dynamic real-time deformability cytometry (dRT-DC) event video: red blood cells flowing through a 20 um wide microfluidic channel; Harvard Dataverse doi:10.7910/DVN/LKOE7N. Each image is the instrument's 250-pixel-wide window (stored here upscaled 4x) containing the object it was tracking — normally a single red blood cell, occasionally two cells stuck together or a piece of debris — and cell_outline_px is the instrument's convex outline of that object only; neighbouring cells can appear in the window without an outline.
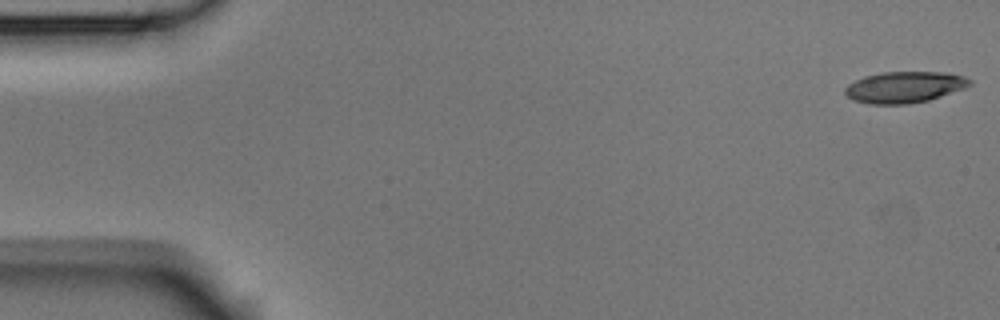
{"species": "Egyptian fruit bat (a non-hibernating species)", "species_latin": "Rousettus aegyptiacus", "temperature_condition": "room temperature", "stored_images_in_passage": 13, "camera_frame_rate_fps": 3000, "um_per_image_px": 0.085, "animal": {"sex": "male"}, "frame": {"image": 1, "passage_image": 1, "time_ms": 0.0, "image_size_px": [1000, 320], "cell_outline_px": [[972, 84], [964, 88], [928, 100], [908, 104], [868, 104], [852, 100], [844, 92], [844, 88], [848, 84], [864, 76], [880, 72], [944, 72], [964, 76], [972, 80]], "centroid_in_image_um": [76.86, 7.4], "position_along_channel_um": 8.1, "area_um2": 22.77}}
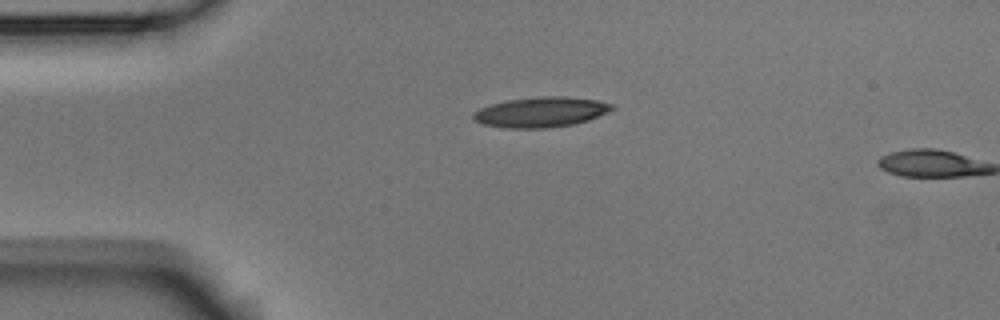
{"frame": {"image": 2, "passage_image": 12, "time_ms": 3.667, "image_size_px": [1000, 320], "cell_outline_px": [[616, 108], [608, 112], [588, 120], [572, 124], [548, 128], [504, 128], [484, 124], [476, 120], [472, 116], [480, 108], [492, 104], [508, 100], [544, 96], [564, 96], [596, 100], [616, 104]], "centroid_in_image_um": [46.04, 9.52], "position_along_channel_um": 39.0, "area_um2": 24.22}}